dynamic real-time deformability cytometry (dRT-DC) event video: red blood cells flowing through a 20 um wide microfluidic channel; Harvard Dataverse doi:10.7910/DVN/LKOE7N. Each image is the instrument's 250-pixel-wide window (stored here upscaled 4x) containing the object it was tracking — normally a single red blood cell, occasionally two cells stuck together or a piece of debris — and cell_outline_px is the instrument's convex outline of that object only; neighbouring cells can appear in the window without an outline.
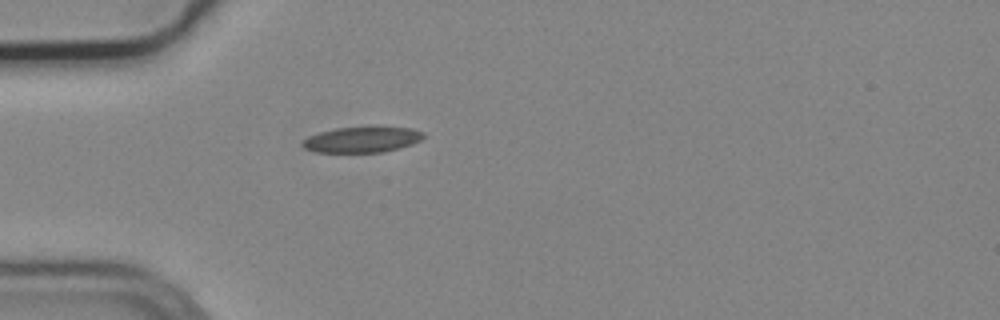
{"species": "common noctule bat (a hibernating species)", "species_latin": "Nyctalus noctula", "temperature_condition": "cold", "stored_images_in_passage": 1, "camera_frame_rate_fps": 3000, "um_per_image_px": 0.085, "animal": {"sex": "male", "body_mass_g": 19.2, "forearm_length_mm": 51.8}, "frame": {"image": 1, "passage_image": 1, "time_ms": 0.0, "image_size_px": [1000, 320], "cell_outline_px": [[424, 136], [420, 140], [412, 144], [400, 148], [384, 152], [312, 152], [304, 148], [300, 144], [308, 136], [320, 132], [336, 128], [380, 124], [412, 128], [424, 132]], "centroid_in_image_um": [30.81, 11.82], "position_along_channel_um": 54.2, "area_um2": 18.96}}